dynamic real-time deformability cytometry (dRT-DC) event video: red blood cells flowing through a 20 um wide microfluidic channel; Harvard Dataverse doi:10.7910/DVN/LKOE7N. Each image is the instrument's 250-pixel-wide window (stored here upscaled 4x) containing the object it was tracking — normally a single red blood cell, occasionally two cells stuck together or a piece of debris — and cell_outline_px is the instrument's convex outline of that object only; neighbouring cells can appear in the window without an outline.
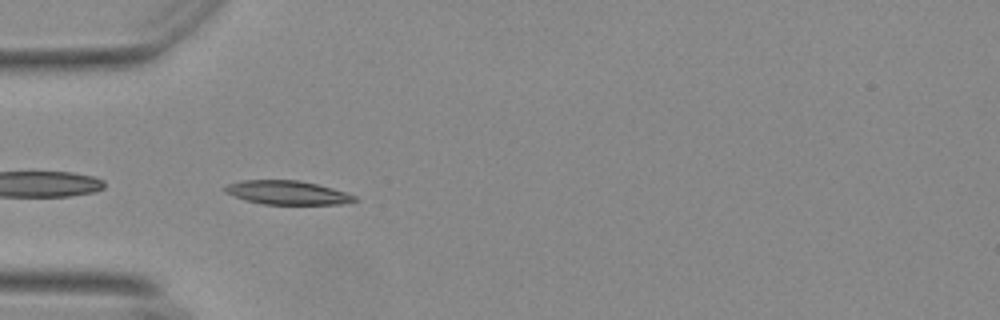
{"species": "Egyptian fruit bat (a non-hibernating species)", "species_latin": "Rousettus aegyptiacus", "temperature_condition": "warm", "stored_images_in_passage": 40, "camera_frame_rate_fps": 3000, "um_per_image_px": 0.085, "animal": {"sex": "female"}, "frame": {"image": 1, "passage_image": 2, "time_ms": 0.333, "image_size_px": [1000, 320], "cell_outline_px": [[356, 200], [340, 204], [264, 204], [244, 200], [224, 192], [220, 188], [228, 184], [240, 180], [300, 180], [332, 188], [356, 196]], "centroid_in_image_um": [24.33, 16.36], "position_along_channel_um": 60.7, "area_um2": 17.98}}
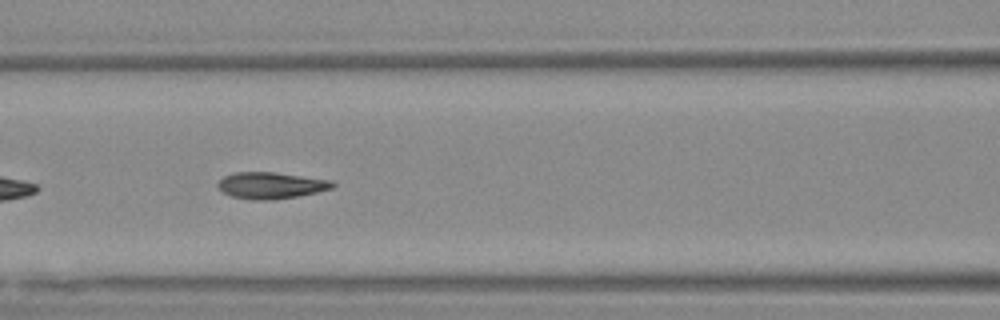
{"frame": {"image": 2, "passage_image": 9, "time_ms": 2.667, "image_size_px": [1000, 320], "cell_outline_px": [[336, 184], [332, 188], [316, 192], [296, 196], [272, 200], [256, 200], [232, 196], [224, 192], [216, 184], [224, 176], [236, 172], [272, 172], [332, 180]], "centroid_in_image_um": [23.04, 15.75], "position_along_channel_um": 143.6, "area_um2": 17.46}}
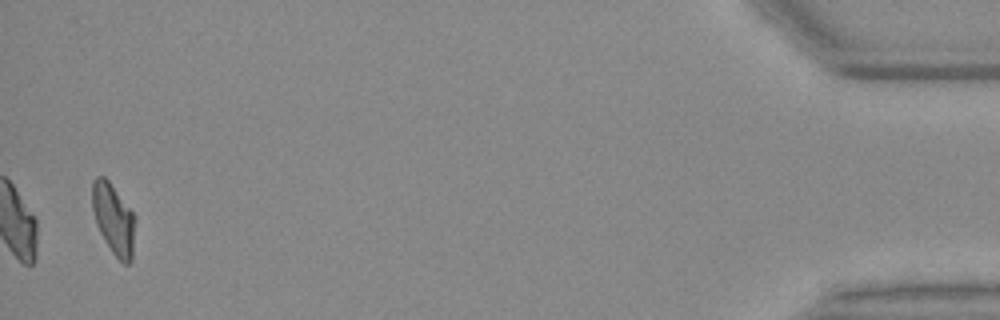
{"frame": {"image": 3, "passage_image": 39, "time_ms": 12.667, "image_size_px": [1000, 320], "cell_outline_px": [[136, 216], [132, 260], [128, 264], [124, 264], [112, 252], [104, 240], [96, 224], [92, 208], [92, 180], [96, 176], [104, 176], [108, 180]], "centroid_in_image_um": [9.66, 18.61], "position_along_channel_um": 425.5, "area_um2": 17.8}, "authors_computed_cell_mechanics": {"area_um2": 17.7157, "velocity_mm_per_s": 3.6934, "shape_relaxation_time_tau1_ms": 4.8438, "shape_relaxation_time_tau2_ms": 1.4147, "deformation_change_tau1": 0.1855, "deformation_change_tau2": 0.0608}}